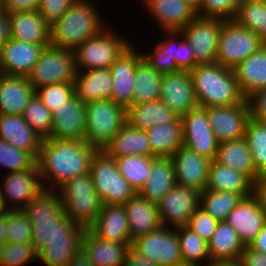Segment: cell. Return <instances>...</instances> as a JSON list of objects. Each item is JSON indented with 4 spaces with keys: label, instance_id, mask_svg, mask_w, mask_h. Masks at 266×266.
<instances>
[{
    "label": "cell",
    "instance_id": "obj_38",
    "mask_svg": "<svg viewBox=\"0 0 266 266\" xmlns=\"http://www.w3.org/2000/svg\"><path fill=\"white\" fill-rule=\"evenodd\" d=\"M161 80L162 75L142 59L135 71L132 105L159 100Z\"/></svg>",
    "mask_w": 266,
    "mask_h": 266
},
{
    "label": "cell",
    "instance_id": "obj_20",
    "mask_svg": "<svg viewBox=\"0 0 266 266\" xmlns=\"http://www.w3.org/2000/svg\"><path fill=\"white\" fill-rule=\"evenodd\" d=\"M51 138L85 140V103L76 95L52 112Z\"/></svg>",
    "mask_w": 266,
    "mask_h": 266
},
{
    "label": "cell",
    "instance_id": "obj_40",
    "mask_svg": "<svg viewBox=\"0 0 266 266\" xmlns=\"http://www.w3.org/2000/svg\"><path fill=\"white\" fill-rule=\"evenodd\" d=\"M155 156H122L115 158L117 169L129 185L138 193L148 180Z\"/></svg>",
    "mask_w": 266,
    "mask_h": 266
},
{
    "label": "cell",
    "instance_id": "obj_60",
    "mask_svg": "<svg viewBox=\"0 0 266 266\" xmlns=\"http://www.w3.org/2000/svg\"><path fill=\"white\" fill-rule=\"evenodd\" d=\"M254 194L258 197L262 208L266 211V174L261 175L257 179Z\"/></svg>",
    "mask_w": 266,
    "mask_h": 266
},
{
    "label": "cell",
    "instance_id": "obj_3",
    "mask_svg": "<svg viewBox=\"0 0 266 266\" xmlns=\"http://www.w3.org/2000/svg\"><path fill=\"white\" fill-rule=\"evenodd\" d=\"M197 105L202 108L241 104L240 92L233 69L219 63L199 64L191 71Z\"/></svg>",
    "mask_w": 266,
    "mask_h": 266
},
{
    "label": "cell",
    "instance_id": "obj_14",
    "mask_svg": "<svg viewBox=\"0 0 266 266\" xmlns=\"http://www.w3.org/2000/svg\"><path fill=\"white\" fill-rule=\"evenodd\" d=\"M1 180L0 196L8 210L24 209L44 189L38 168L7 172Z\"/></svg>",
    "mask_w": 266,
    "mask_h": 266
},
{
    "label": "cell",
    "instance_id": "obj_63",
    "mask_svg": "<svg viewBox=\"0 0 266 266\" xmlns=\"http://www.w3.org/2000/svg\"><path fill=\"white\" fill-rule=\"evenodd\" d=\"M67 266H93L88 255L81 248L70 260Z\"/></svg>",
    "mask_w": 266,
    "mask_h": 266
},
{
    "label": "cell",
    "instance_id": "obj_70",
    "mask_svg": "<svg viewBox=\"0 0 266 266\" xmlns=\"http://www.w3.org/2000/svg\"><path fill=\"white\" fill-rule=\"evenodd\" d=\"M4 8L2 7V4H0V15L4 12Z\"/></svg>",
    "mask_w": 266,
    "mask_h": 266
},
{
    "label": "cell",
    "instance_id": "obj_67",
    "mask_svg": "<svg viewBox=\"0 0 266 266\" xmlns=\"http://www.w3.org/2000/svg\"><path fill=\"white\" fill-rule=\"evenodd\" d=\"M192 5L196 10L200 7L202 0H184Z\"/></svg>",
    "mask_w": 266,
    "mask_h": 266
},
{
    "label": "cell",
    "instance_id": "obj_61",
    "mask_svg": "<svg viewBox=\"0 0 266 266\" xmlns=\"http://www.w3.org/2000/svg\"><path fill=\"white\" fill-rule=\"evenodd\" d=\"M11 36L10 18L8 12L0 15V42L4 44Z\"/></svg>",
    "mask_w": 266,
    "mask_h": 266
},
{
    "label": "cell",
    "instance_id": "obj_42",
    "mask_svg": "<svg viewBox=\"0 0 266 266\" xmlns=\"http://www.w3.org/2000/svg\"><path fill=\"white\" fill-rule=\"evenodd\" d=\"M241 194L230 191L205 190L200 193V207L217 221H225L228 214L242 201Z\"/></svg>",
    "mask_w": 266,
    "mask_h": 266
},
{
    "label": "cell",
    "instance_id": "obj_50",
    "mask_svg": "<svg viewBox=\"0 0 266 266\" xmlns=\"http://www.w3.org/2000/svg\"><path fill=\"white\" fill-rule=\"evenodd\" d=\"M34 261H38V254L31 242L5 244L1 266H25Z\"/></svg>",
    "mask_w": 266,
    "mask_h": 266
},
{
    "label": "cell",
    "instance_id": "obj_19",
    "mask_svg": "<svg viewBox=\"0 0 266 266\" xmlns=\"http://www.w3.org/2000/svg\"><path fill=\"white\" fill-rule=\"evenodd\" d=\"M238 233L242 243L247 246L266 224V211L258 197L253 194L242 201L228 214L226 220Z\"/></svg>",
    "mask_w": 266,
    "mask_h": 266
},
{
    "label": "cell",
    "instance_id": "obj_5",
    "mask_svg": "<svg viewBox=\"0 0 266 266\" xmlns=\"http://www.w3.org/2000/svg\"><path fill=\"white\" fill-rule=\"evenodd\" d=\"M85 111V141L98 150H104L126 123V109L108 99L85 103Z\"/></svg>",
    "mask_w": 266,
    "mask_h": 266
},
{
    "label": "cell",
    "instance_id": "obj_39",
    "mask_svg": "<svg viewBox=\"0 0 266 266\" xmlns=\"http://www.w3.org/2000/svg\"><path fill=\"white\" fill-rule=\"evenodd\" d=\"M166 36L156 45L168 54L171 59H175L176 65L180 70L191 71L196 65L194 52L191 44L187 41L181 31H164Z\"/></svg>",
    "mask_w": 266,
    "mask_h": 266
},
{
    "label": "cell",
    "instance_id": "obj_51",
    "mask_svg": "<svg viewBox=\"0 0 266 266\" xmlns=\"http://www.w3.org/2000/svg\"><path fill=\"white\" fill-rule=\"evenodd\" d=\"M238 6V0H202L196 13L201 18L233 20Z\"/></svg>",
    "mask_w": 266,
    "mask_h": 266
},
{
    "label": "cell",
    "instance_id": "obj_7",
    "mask_svg": "<svg viewBox=\"0 0 266 266\" xmlns=\"http://www.w3.org/2000/svg\"><path fill=\"white\" fill-rule=\"evenodd\" d=\"M89 173L102 205H123L136 194L118 171L115 158L104 150H98L93 156Z\"/></svg>",
    "mask_w": 266,
    "mask_h": 266
},
{
    "label": "cell",
    "instance_id": "obj_8",
    "mask_svg": "<svg viewBox=\"0 0 266 266\" xmlns=\"http://www.w3.org/2000/svg\"><path fill=\"white\" fill-rule=\"evenodd\" d=\"M76 72L74 51L48 45L26 77L36 90L48 84L74 82Z\"/></svg>",
    "mask_w": 266,
    "mask_h": 266
},
{
    "label": "cell",
    "instance_id": "obj_43",
    "mask_svg": "<svg viewBox=\"0 0 266 266\" xmlns=\"http://www.w3.org/2000/svg\"><path fill=\"white\" fill-rule=\"evenodd\" d=\"M65 214L75 223L89 228L98 217L102 202L98 195L73 197L64 206Z\"/></svg>",
    "mask_w": 266,
    "mask_h": 266
},
{
    "label": "cell",
    "instance_id": "obj_2",
    "mask_svg": "<svg viewBox=\"0 0 266 266\" xmlns=\"http://www.w3.org/2000/svg\"><path fill=\"white\" fill-rule=\"evenodd\" d=\"M97 151L85 140L44 138L37 157L43 188L58 189L67 180L89 173Z\"/></svg>",
    "mask_w": 266,
    "mask_h": 266
},
{
    "label": "cell",
    "instance_id": "obj_69",
    "mask_svg": "<svg viewBox=\"0 0 266 266\" xmlns=\"http://www.w3.org/2000/svg\"><path fill=\"white\" fill-rule=\"evenodd\" d=\"M266 0H238L239 4L248 3V2H262Z\"/></svg>",
    "mask_w": 266,
    "mask_h": 266
},
{
    "label": "cell",
    "instance_id": "obj_62",
    "mask_svg": "<svg viewBox=\"0 0 266 266\" xmlns=\"http://www.w3.org/2000/svg\"><path fill=\"white\" fill-rule=\"evenodd\" d=\"M254 249L266 253V224L256 235V238L249 244Z\"/></svg>",
    "mask_w": 266,
    "mask_h": 266
},
{
    "label": "cell",
    "instance_id": "obj_12",
    "mask_svg": "<svg viewBox=\"0 0 266 266\" xmlns=\"http://www.w3.org/2000/svg\"><path fill=\"white\" fill-rule=\"evenodd\" d=\"M222 23V19L197 16L181 30L192 46L195 62L198 65L216 63Z\"/></svg>",
    "mask_w": 266,
    "mask_h": 266
},
{
    "label": "cell",
    "instance_id": "obj_57",
    "mask_svg": "<svg viewBox=\"0 0 266 266\" xmlns=\"http://www.w3.org/2000/svg\"><path fill=\"white\" fill-rule=\"evenodd\" d=\"M41 0H1L2 7L8 13L37 10Z\"/></svg>",
    "mask_w": 266,
    "mask_h": 266
},
{
    "label": "cell",
    "instance_id": "obj_45",
    "mask_svg": "<svg viewBox=\"0 0 266 266\" xmlns=\"http://www.w3.org/2000/svg\"><path fill=\"white\" fill-rule=\"evenodd\" d=\"M245 139L251 151L256 171L266 174V121L250 118Z\"/></svg>",
    "mask_w": 266,
    "mask_h": 266
},
{
    "label": "cell",
    "instance_id": "obj_44",
    "mask_svg": "<svg viewBox=\"0 0 266 266\" xmlns=\"http://www.w3.org/2000/svg\"><path fill=\"white\" fill-rule=\"evenodd\" d=\"M233 20L254 32L266 44V1L239 4Z\"/></svg>",
    "mask_w": 266,
    "mask_h": 266
},
{
    "label": "cell",
    "instance_id": "obj_35",
    "mask_svg": "<svg viewBox=\"0 0 266 266\" xmlns=\"http://www.w3.org/2000/svg\"><path fill=\"white\" fill-rule=\"evenodd\" d=\"M255 184L244 174L211 161L206 190L230 191L244 198L254 194Z\"/></svg>",
    "mask_w": 266,
    "mask_h": 266
},
{
    "label": "cell",
    "instance_id": "obj_10",
    "mask_svg": "<svg viewBox=\"0 0 266 266\" xmlns=\"http://www.w3.org/2000/svg\"><path fill=\"white\" fill-rule=\"evenodd\" d=\"M132 246L159 266H183L177 228L162 226L137 237Z\"/></svg>",
    "mask_w": 266,
    "mask_h": 266
},
{
    "label": "cell",
    "instance_id": "obj_22",
    "mask_svg": "<svg viewBox=\"0 0 266 266\" xmlns=\"http://www.w3.org/2000/svg\"><path fill=\"white\" fill-rule=\"evenodd\" d=\"M146 10L161 31H181L197 17L196 9L184 0H143Z\"/></svg>",
    "mask_w": 266,
    "mask_h": 266
},
{
    "label": "cell",
    "instance_id": "obj_54",
    "mask_svg": "<svg viewBox=\"0 0 266 266\" xmlns=\"http://www.w3.org/2000/svg\"><path fill=\"white\" fill-rule=\"evenodd\" d=\"M78 0H41L37 9L38 13L45 20V23L53 26L63 14Z\"/></svg>",
    "mask_w": 266,
    "mask_h": 266
},
{
    "label": "cell",
    "instance_id": "obj_34",
    "mask_svg": "<svg viewBox=\"0 0 266 266\" xmlns=\"http://www.w3.org/2000/svg\"><path fill=\"white\" fill-rule=\"evenodd\" d=\"M104 151L112 158L129 155L152 156L146 131L134 128L128 123L123 125Z\"/></svg>",
    "mask_w": 266,
    "mask_h": 266
},
{
    "label": "cell",
    "instance_id": "obj_41",
    "mask_svg": "<svg viewBox=\"0 0 266 266\" xmlns=\"http://www.w3.org/2000/svg\"><path fill=\"white\" fill-rule=\"evenodd\" d=\"M177 236L179 239L183 266H202V261L204 260V262L207 261L206 266L211 263L207 242L191 229L187 226L177 227Z\"/></svg>",
    "mask_w": 266,
    "mask_h": 266
},
{
    "label": "cell",
    "instance_id": "obj_59",
    "mask_svg": "<svg viewBox=\"0 0 266 266\" xmlns=\"http://www.w3.org/2000/svg\"><path fill=\"white\" fill-rule=\"evenodd\" d=\"M124 266H159L138 252L132 245L127 253Z\"/></svg>",
    "mask_w": 266,
    "mask_h": 266
},
{
    "label": "cell",
    "instance_id": "obj_33",
    "mask_svg": "<svg viewBox=\"0 0 266 266\" xmlns=\"http://www.w3.org/2000/svg\"><path fill=\"white\" fill-rule=\"evenodd\" d=\"M175 185L176 178L171 157H156L152 162L148 180L138 194L157 204Z\"/></svg>",
    "mask_w": 266,
    "mask_h": 266
},
{
    "label": "cell",
    "instance_id": "obj_25",
    "mask_svg": "<svg viewBox=\"0 0 266 266\" xmlns=\"http://www.w3.org/2000/svg\"><path fill=\"white\" fill-rule=\"evenodd\" d=\"M0 139L37 158L44 138L28 125L23 115L0 114Z\"/></svg>",
    "mask_w": 266,
    "mask_h": 266
},
{
    "label": "cell",
    "instance_id": "obj_16",
    "mask_svg": "<svg viewBox=\"0 0 266 266\" xmlns=\"http://www.w3.org/2000/svg\"><path fill=\"white\" fill-rule=\"evenodd\" d=\"M134 48L131 45L109 68L113 81L110 99L125 109L132 105L135 71L143 59L141 51Z\"/></svg>",
    "mask_w": 266,
    "mask_h": 266
},
{
    "label": "cell",
    "instance_id": "obj_24",
    "mask_svg": "<svg viewBox=\"0 0 266 266\" xmlns=\"http://www.w3.org/2000/svg\"><path fill=\"white\" fill-rule=\"evenodd\" d=\"M127 216L131 241L162 227L158 206L136 193L123 204Z\"/></svg>",
    "mask_w": 266,
    "mask_h": 266
},
{
    "label": "cell",
    "instance_id": "obj_15",
    "mask_svg": "<svg viewBox=\"0 0 266 266\" xmlns=\"http://www.w3.org/2000/svg\"><path fill=\"white\" fill-rule=\"evenodd\" d=\"M210 126L220 143L245 138L250 113L246 99L241 104L206 108Z\"/></svg>",
    "mask_w": 266,
    "mask_h": 266
},
{
    "label": "cell",
    "instance_id": "obj_9",
    "mask_svg": "<svg viewBox=\"0 0 266 266\" xmlns=\"http://www.w3.org/2000/svg\"><path fill=\"white\" fill-rule=\"evenodd\" d=\"M263 44L265 43L251 30L238 25L234 20H223L216 62L234 69Z\"/></svg>",
    "mask_w": 266,
    "mask_h": 266
},
{
    "label": "cell",
    "instance_id": "obj_6",
    "mask_svg": "<svg viewBox=\"0 0 266 266\" xmlns=\"http://www.w3.org/2000/svg\"><path fill=\"white\" fill-rule=\"evenodd\" d=\"M107 26L74 50L76 71L109 69L132 44Z\"/></svg>",
    "mask_w": 266,
    "mask_h": 266
},
{
    "label": "cell",
    "instance_id": "obj_58",
    "mask_svg": "<svg viewBox=\"0 0 266 266\" xmlns=\"http://www.w3.org/2000/svg\"><path fill=\"white\" fill-rule=\"evenodd\" d=\"M239 261L243 266H266V253L245 246Z\"/></svg>",
    "mask_w": 266,
    "mask_h": 266
},
{
    "label": "cell",
    "instance_id": "obj_48",
    "mask_svg": "<svg viewBox=\"0 0 266 266\" xmlns=\"http://www.w3.org/2000/svg\"><path fill=\"white\" fill-rule=\"evenodd\" d=\"M35 94L53 112L55 108L61 107L64 105V102H68L76 95L75 83L66 82L44 85L37 88Z\"/></svg>",
    "mask_w": 266,
    "mask_h": 266
},
{
    "label": "cell",
    "instance_id": "obj_66",
    "mask_svg": "<svg viewBox=\"0 0 266 266\" xmlns=\"http://www.w3.org/2000/svg\"><path fill=\"white\" fill-rule=\"evenodd\" d=\"M8 211V208L6 207L3 198L0 196V216L5 214Z\"/></svg>",
    "mask_w": 266,
    "mask_h": 266
},
{
    "label": "cell",
    "instance_id": "obj_47",
    "mask_svg": "<svg viewBox=\"0 0 266 266\" xmlns=\"http://www.w3.org/2000/svg\"><path fill=\"white\" fill-rule=\"evenodd\" d=\"M0 166L9 169L10 173L38 168L37 158L31 152L16 148L3 139H0Z\"/></svg>",
    "mask_w": 266,
    "mask_h": 266
},
{
    "label": "cell",
    "instance_id": "obj_29",
    "mask_svg": "<svg viewBox=\"0 0 266 266\" xmlns=\"http://www.w3.org/2000/svg\"><path fill=\"white\" fill-rule=\"evenodd\" d=\"M241 94L246 99L266 87V44L246 58L234 69Z\"/></svg>",
    "mask_w": 266,
    "mask_h": 266
},
{
    "label": "cell",
    "instance_id": "obj_30",
    "mask_svg": "<svg viewBox=\"0 0 266 266\" xmlns=\"http://www.w3.org/2000/svg\"><path fill=\"white\" fill-rule=\"evenodd\" d=\"M215 161L246 175L254 184L261 176L256 171L253 157L245 138L220 143Z\"/></svg>",
    "mask_w": 266,
    "mask_h": 266
},
{
    "label": "cell",
    "instance_id": "obj_65",
    "mask_svg": "<svg viewBox=\"0 0 266 266\" xmlns=\"http://www.w3.org/2000/svg\"><path fill=\"white\" fill-rule=\"evenodd\" d=\"M208 266H243V264L239 260H237V261L210 263Z\"/></svg>",
    "mask_w": 266,
    "mask_h": 266
},
{
    "label": "cell",
    "instance_id": "obj_31",
    "mask_svg": "<svg viewBox=\"0 0 266 266\" xmlns=\"http://www.w3.org/2000/svg\"><path fill=\"white\" fill-rule=\"evenodd\" d=\"M112 75L109 69L77 71L75 77L76 96L84 103L110 99Z\"/></svg>",
    "mask_w": 266,
    "mask_h": 266
},
{
    "label": "cell",
    "instance_id": "obj_13",
    "mask_svg": "<svg viewBox=\"0 0 266 266\" xmlns=\"http://www.w3.org/2000/svg\"><path fill=\"white\" fill-rule=\"evenodd\" d=\"M157 206L162 226L172 228L187 226L190 217L200 206V192L176 184L157 203Z\"/></svg>",
    "mask_w": 266,
    "mask_h": 266
},
{
    "label": "cell",
    "instance_id": "obj_18",
    "mask_svg": "<svg viewBox=\"0 0 266 266\" xmlns=\"http://www.w3.org/2000/svg\"><path fill=\"white\" fill-rule=\"evenodd\" d=\"M176 184L204 192L208 183L211 160L200 156L185 146L180 147L172 156Z\"/></svg>",
    "mask_w": 266,
    "mask_h": 266
},
{
    "label": "cell",
    "instance_id": "obj_28",
    "mask_svg": "<svg viewBox=\"0 0 266 266\" xmlns=\"http://www.w3.org/2000/svg\"><path fill=\"white\" fill-rule=\"evenodd\" d=\"M10 38L33 44H50V27L37 10L8 13Z\"/></svg>",
    "mask_w": 266,
    "mask_h": 266
},
{
    "label": "cell",
    "instance_id": "obj_1",
    "mask_svg": "<svg viewBox=\"0 0 266 266\" xmlns=\"http://www.w3.org/2000/svg\"><path fill=\"white\" fill-rule=\"evenodd\" d=\"M32 225V244L38 261L47 266H67L82 248L84 226L64 212L57 189H43L23 209Z\"/></svg>",
    "mask_w": 266,
    "mask_h": 266
},
{
    "label": "cell",
    "instance_id": "obj_36",
    "mask_svg": "<svg viewBox=\"0 0 266 266\" xmlns=\"http://www.w3.org/2000/svg\"><path fill=\"white\" fill-rule=\"evenodd\" d=\"M178 117L160 99L131 105L126 109V123L140 130H147L158 124L174 122Z\"/></svg>",
    "mask_w": 266,
    "mask_h": 266
},
{
    "label": "cell",
    "instance_id": "obj_53",
    "mask_svg": "<svg viewBox=\"0 0 266 266\" xmlns=\"http://www.w3.org/2000/svg\"><path fill=\"white\" fill-rule=\"evenodd\" d=\"M218 223L219 221L199 206L190 217L187 227L208 243Z\"/></svg>",
    "mask_w": 266,
    "mask_h": 266
},
{
    "label": "cell",
    "instance_id": "obj_52",
    "mask_svg": "<svg viewBox=\"0 0 266 266\" xmlns=\"http://www.w3.org/2000/svg\"><path fill=\"white\" fill-rule=\"evenodd\" d=\"M58 188L57 190L62 198L63 206L73 197L97 195L90 173L69 179Z\"/></svg>",
    "mask_w": 266,
    "mask_h": 266
},
{
    "label": "cell",
    "instance_id": "obj_68",
    "mask_svg": "<svg viewBox=\"0 0 266 266\" xmlns=\"http://www.w3.org/2000/svg\"><path fill=\"white\" fill-rule=\"evenodd\" d=\"M4 249H5V243L0 241V266H1V261H2Z\"/></svg>",
    "mask_w": 266,
    "mask_h": 266
},
{
    "label": "cell",
    "instance_id": "obj_11",
    "mask_svg": "<svg viewBox=\"0 0 266 266\" xmlns=\"http://www.w3.org/2000/svg\"><path fill=\"white\" fill-rule=\"evenodd\" d=\"M180 119L184 146L211 161L215 160L220 142L210 126L206 108L197 106Z\"/></svg>",
    "mask_w": 266,
    "mask_h": 266
},
{
    "label": "cell",
    "instance_id": "obj_37",
    "mask_svg": "<svg viewBox=\"0 0 266 266\" xmlns=\"http://www.w3.org/2000/svg\"><path fill=\"white\" fill-rule=\"evenodd\" d=\"M145 131L152 156L171 157L180 147L184 146V135L180 117L174 122L158 124Z\"/></svg>",
    "mask_w": 266,
    "mask_h": 266
},
{
    "label": "cell",
    "instance_id": "obj_49",
    "mask_svg": "<svg viewBox=\"0 0 266 266\" xmlns=\"http://www.w3.org/2000/svg\"><path fill=\"white\" fill-rule=\"evenodd\" d=\"M32 225L27 213L23 209L9 210V223L7 228V242H32Z\"/></svg>",
    "mask_w": 266,
    "mask_h": 266
},
{
    "label": "cell",
    "instance_id": "obj_21",
    "mask_svg": "<svg viewBox=\"0 0 266 266\" xmlns=\"http://www.w3.org/2000/svg\"><path fill=\"white\" fill-rule=\"evenodd\" d=\"M48 45L50 44H33L10 38L2 45L0 73L27 76Z\"/></svg>",
    "mask_w": 266,
    "mask_h": 266
},
{
    "label": "cell",
    "instance_id": "obj_71",
    "mask_svg": "<svg viewBox=\"0 0 266 266\" xmlns=\"http://www.w3.org/2000/svg\"><path fill=\"white\" fill-rule=\"evenodd\" d=\"M2 43L0 42V59H1V53H2Z\"/></svg>",
    "mask_w": 266,
    "mask_h": 266
},
{
    "label": "cell",
    "instance_id": "obj_64",
    "mask_svg": "<svg viewBox=\"0 0 266 266\" xmlns=\"http://www.w3.org/2000/svg\"><path fill=\"white\" fill-rule=\"evenodd\" d=\"M9 223V210L0 216V241L7 243V228Z\"/></svg>",
    "mask_w": 266,
    "mask_h": 266
},
{
    "label": "cell",
    "instance_id": "obj_46",
    "mask_svg": "<svg viewBox=\"0 0 266 266\" xmlns=\"http://www.w3.org/2000/svg\"><path fill=\"white\" fill-rule=\"evenodd\" d=\"M52 112L34 94L25 107L23 118L42 138H51Z\"/></svg>",
    "mask_w": 266,
    "mask_h": 266
},
{
    "label": "cell",
    "instance_id": "obj_27",
    "mask_svg": "<svg viewBox=\"0 0 266 266\" xmlns=\"http://www.w3.org/2000/svg\"><path fill=\"white\" fill-rule=\"evenodd\" d=\"M89 229L101 239L114 242H132L123 205L104 204Z\"/></svg>",
    "mask_w": 266,
    "mask_h": 266
},
{
    "label": "cell",
    "instance_id": "obj_56",
    "mask_svg": "<svg viewBox=\"0 0 266 266\" xmlns=\"http://www.w3.org/2000/svg\"><path fill=\"white\" fill-rule=\"evenodd\" d=\"M246 102L251 118L266 121V87L248 96Z\"/></svg>",
    "mask_w": 266,
    "mask_h": 266
},
{
    "label": "cell",
    "instance_id": "obj_32",
    "mask_svg": "<svg viewBox=\"0 0 266 266\" xmlns=\"http://www.w3.org/2000/svg\"><path fill=\"white\" fill-rule=\"evenodd\" d=\"M207 245L211 263L237 261L245 248L237 231L226 221L218 223Z\"/></svg>",
    "mask_w": 266,
    "mask_h": 266
},
{
    "label": "cell",
    "instance_id": "obj_4",
    "mask_svg": "<svg viewBox=\"0 0 266 266\" xmlns=\"http://www.w3.org/2000/svg\"><path fill=\"white\" fill-rule=\"evenodd\" d=\"M90 1L78 0L50 27V45L74 51L109 26Z\"/></svg>",
    "mask_w": 266,
    "mask_h": 266
},
{
    "label": "cell",
    "instance_id": "obj_23",
    "mask_svg": "<svg viewBox=\"0 0 266 266\" xmlns=\"http://www.w3.org/2000/svg\"><path fill=\"white\" fill-rule=\"evenodd\" d=\"M132 242H114L101 239L86 228L82 249L93 266H124Z\"/></svg>",
    "mask_w": 266,
    "mask_h": 266
},
{
    "label": "cell",
    "instance_id": "obj_26",
    "mask_svg": "<svg viewBox=\"0 0 266 266\" xmlns=\"http://www.w3.org/2000/svg\"><path fill=\"white\" fill-rule=\"evenodd\" d=\"M34 94L26 76L0 73V114L23 115Z\"/></svg>",
    "mask_w": 266,
    "mask_h": 266
},
{
    "label": "cell",
    "instance_id": "obj_55",
    "mask_svg": "<svg viewBox=\"0 0 266 266\" xmlns=\"http://www.w3.org/2000/svg\"><path fill=\"white\" fill-rule=\"evenodd\" d=\"M153 52L145 53L143 50L142 58L161 75L171 74L178 72L180 69L177 67L175 59H171L168 54L165 56L164 52L155 45Z\"/></svg>",
    "mask_w": 266,
    "mask_h": 266
},
{
    "label": "cell",
    "instance_id": "obj_17",
    "mask_svg": "<svg viewBox=\"0 0 266 266\" xmlns=\"http://www.w3.org/2000/svg\"><path fill=\"white\" fill-rule=\"evenodd\" d=\"M160 100L179 117L195 109V99L190 71L179 70L162 75Z\"/></svg>",
    "mask_w": 266,
    "mask_h": 266
}]
</instances>
